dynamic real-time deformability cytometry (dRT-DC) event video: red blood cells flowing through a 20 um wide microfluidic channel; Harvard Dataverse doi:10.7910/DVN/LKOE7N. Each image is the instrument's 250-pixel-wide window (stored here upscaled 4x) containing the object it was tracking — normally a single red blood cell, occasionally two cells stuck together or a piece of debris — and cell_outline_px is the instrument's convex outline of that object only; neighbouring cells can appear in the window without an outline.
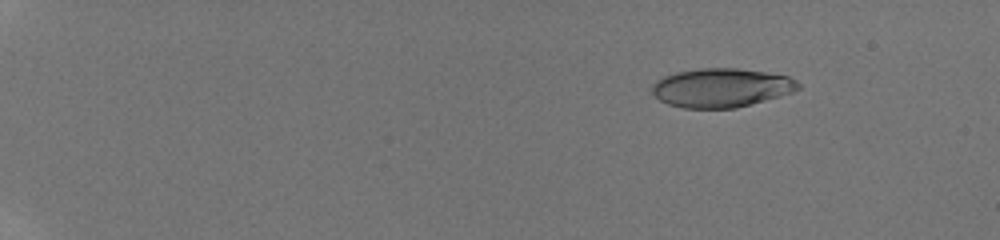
{"species": "human", "species_latin": "Homo sapiens", "temperature_condition": "room temperature", "stored_images_in_passage": 45, "camera_frame_rate_fps": 3000, "um_per_image_px": 0.085, "donor": {"sex": "male"}, "frame": {"image": 1, "passage_image": 8, "time_ms": 1.333, "image_size_px": [1000, 240], "cell_outline_px": [[800, 88], [792, 92], [736, 108], [684, 108], [668, 104], [660, 100], [652, 92], [652, 84], [656, 80], [664, 76], [676, 72], [700, 68], [736, 68], [764, 72], [788, 76], [796, 80], [800, 84]], "centroid_in_image_um": [61.29, 7.45], "position_along_channel_um": 23.7, "area_um2": 32.95}}
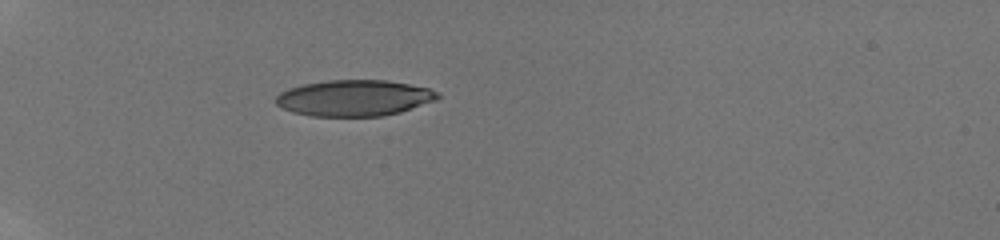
{"frame": {"image": 2, "passage_image": 31, "time_ms": 5.0, "image_size_px": [1000, 240], "cell_outline_px": [[440, 96], [436, 100], [400, 112], [384, 116], [312, 116], [292, 112], [276, 104], [276, 96], [280, 92], [288, 88], [300, 84], [328, 80], [388, 80], [428, 88], [440, 92]], "centroid_in_image_um": [30.1, 8.32], "position_along_channel_um": 54.9, "area_um2": 34.16}}
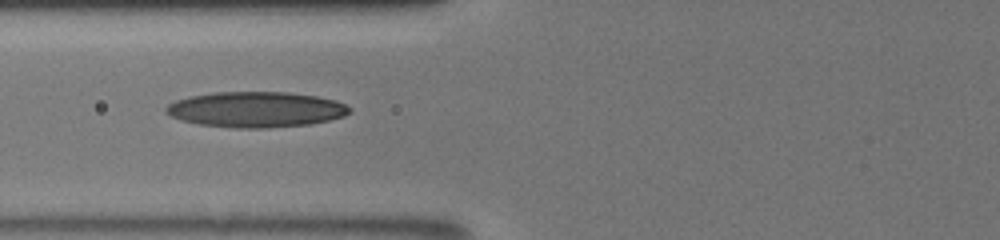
{"frame": {"image": 3, "passage_image": 44, "time_ms": 7.0, "image_size_px": [1000, 240], "cell_outline_px": [[352, 108], [344, 116], [328, 120], [308, 124], [264, 128], [236, 128], [200, 124], [180, 120], [164, 112], [164, 108], [168, 104], [176, 100], [188, 96], [212, 92], [288, 92], [316, 96], [336, 100]], "centroid_in_image_um": [21.71, 9.3], "position_along_channel_um": 104.1, "area_um2": 38.03}}